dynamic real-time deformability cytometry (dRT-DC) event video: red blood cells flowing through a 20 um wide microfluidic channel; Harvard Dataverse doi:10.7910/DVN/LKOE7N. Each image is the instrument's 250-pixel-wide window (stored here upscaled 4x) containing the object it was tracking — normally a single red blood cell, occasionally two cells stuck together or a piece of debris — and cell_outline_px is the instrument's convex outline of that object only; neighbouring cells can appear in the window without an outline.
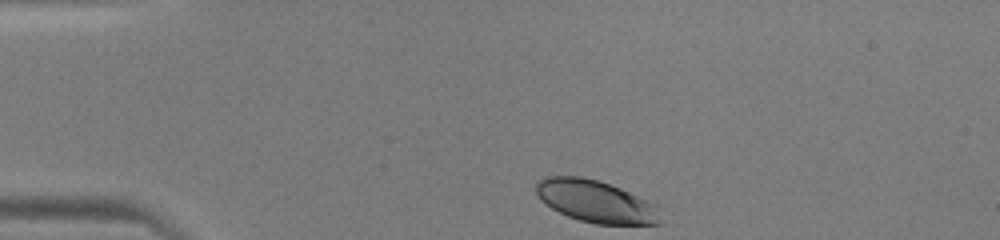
{"species": "human", "species_latin": "Homo sapiens", "temperature_condition": "warm", "stored_images_in_passage": 38, "camera_frame_rate_fps": 3000, "um_per_image_px": 0.085, "donor": {"sex": "male"}, "frame": {"image": 1, "passage_image": 1, "time_ms": 0.0, "image_size_px": [1000, 240], "cell_outline_px": [[660, 224], [596, 224], [580, 220], [568, 216], [552, 208], [540, 200], [536, 192], [536, 180], [544, 176], [580, 176], [596, 180], [620, 188], [656, 204], [660, 220]], "centroid_in_image_um": [50.6, 17.11], "position_along_channel_um": 34.4, "area_um2": 30.35}}
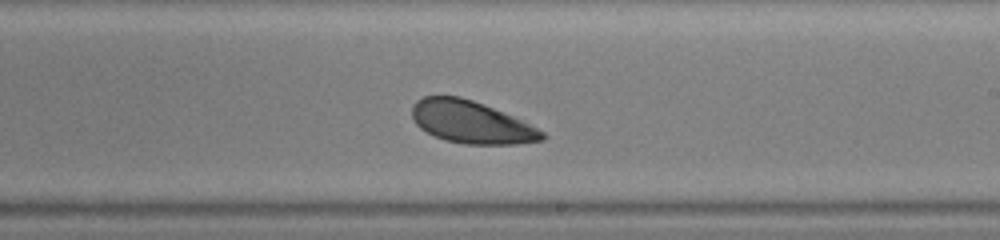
{"frame": {"image": 2, "passage_image": 20, "time_ms": 6.333, "image_size_px": [1000, 240], "cell_outline_px": [[548, 136], [544, 140], [516, 144], [464, 144], [444, 140], [420, 128], [416, 124], [412, 116], [412, 104], [416, 100], [424, 96], [460, 96], [484, 104], [512, 116], [544, 132]], "centroid_in_image_um": [40.03, 10.38], "position_along_channel_um": 249.0, "area_um2": 31.96}}
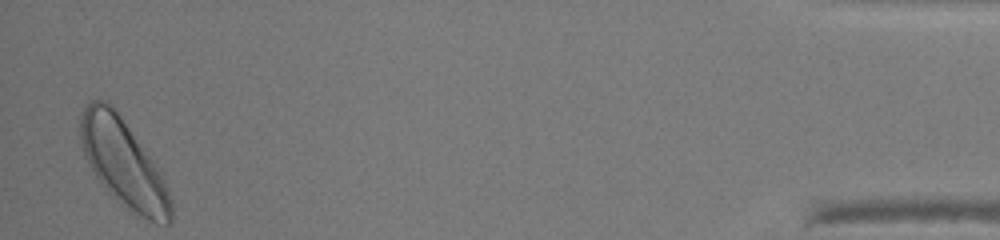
{"frame": {"image": 3, "passage_image": 38, "time_ms": 12.333, "image_size_px": [1000, 240], "cell_outline_px": [[172, 220], [168, 224], [156, 224], [140, 216], [112, 196], [108, 192], [96, 176], [84, 156], [80, 140], [80, 116], [84, 104], [88, 100], [104, 100], [120, 116], [160, 168], [172, 200]], "centroid_in_image_um": [10.5, 13.87], "position_along_channel_um": 424.7, "area_um2": 46.01}}